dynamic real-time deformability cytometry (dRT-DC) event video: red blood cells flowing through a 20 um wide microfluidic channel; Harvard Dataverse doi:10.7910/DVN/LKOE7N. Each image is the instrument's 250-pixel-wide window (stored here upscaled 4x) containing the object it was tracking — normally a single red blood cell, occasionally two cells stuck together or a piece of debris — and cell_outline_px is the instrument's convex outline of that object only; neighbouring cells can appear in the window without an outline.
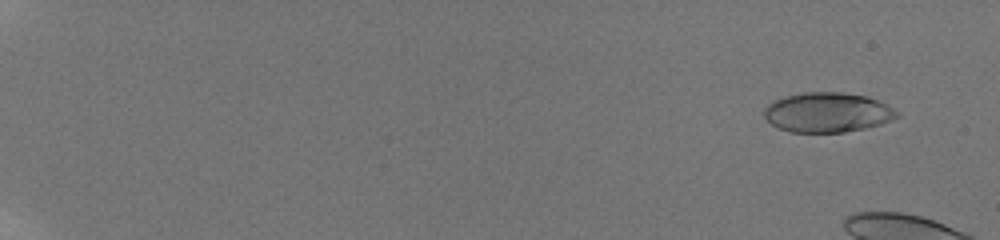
{"species": "human", "species_latin": "Homo sapiens", "temperature_condition": "room temperature", "stored_images_in_passage": 14, "camera_frame_rate_fps": 3000, "um_per_image_px": 0.085, "donor": {"sex": "male"}, "frame": {"image": 1, "passage_image": 5, "time_ms": 1.333, "image_size_px": [1000, 240], "cell_outline_px": [[900, 116], [880, 124], [864, 128], [844, 132], [788, 132], [772, 124], [764, 116], [764, 108], [772, 100], [784, 96], [804, 92], [844, 92], [868, 96], [900, 112]], "centroid_in_image_um": [70.31, 9.54], "position_along_channel_um": 14.7, "area_um2": 30.81}}